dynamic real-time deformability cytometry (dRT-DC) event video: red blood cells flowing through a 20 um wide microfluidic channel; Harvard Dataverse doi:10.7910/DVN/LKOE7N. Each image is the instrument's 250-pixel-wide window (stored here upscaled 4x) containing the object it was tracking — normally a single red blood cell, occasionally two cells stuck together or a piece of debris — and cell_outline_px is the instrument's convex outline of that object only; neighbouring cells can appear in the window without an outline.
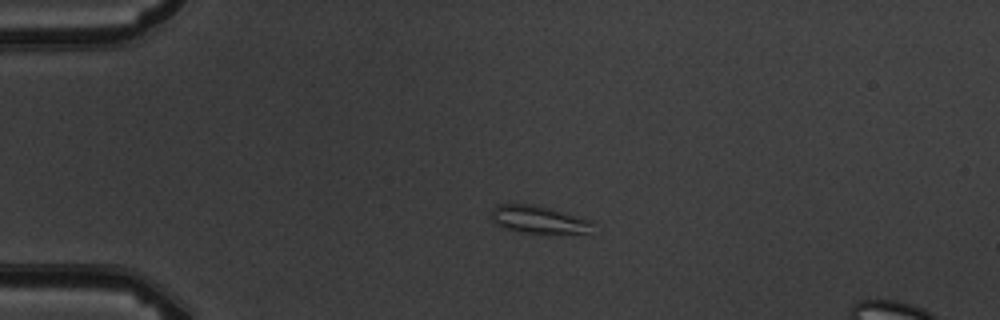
{"species": "common noctule bat (a hibernating species)", "species_latin": "Nyctalus noctula", "temperature_condition": "warm", "stored_images_in_passage": 4, "camera_frame_rate_fps": 3000, "um_per_image_px": 0.085, "animal": {"sex": "male", "body_mass_g": 19.5, "forearm_length_mm": 54.6}, "frame": {"image": 1, "passage_image": 3, "time_ms": 2.333, "image_size_px": [1000, 320], "cell_outline_px": [[592, 224], [588, 232], [524, 232], [508, 228], [496, 224], [492, 220], [492, 208], [496, 204], [532, 204], [552, 208], [588, 220]], "centroid_in_image_um": [45.69, 18.62], "position_along_channel_um": 39.3, "area_um2": 15.61}}